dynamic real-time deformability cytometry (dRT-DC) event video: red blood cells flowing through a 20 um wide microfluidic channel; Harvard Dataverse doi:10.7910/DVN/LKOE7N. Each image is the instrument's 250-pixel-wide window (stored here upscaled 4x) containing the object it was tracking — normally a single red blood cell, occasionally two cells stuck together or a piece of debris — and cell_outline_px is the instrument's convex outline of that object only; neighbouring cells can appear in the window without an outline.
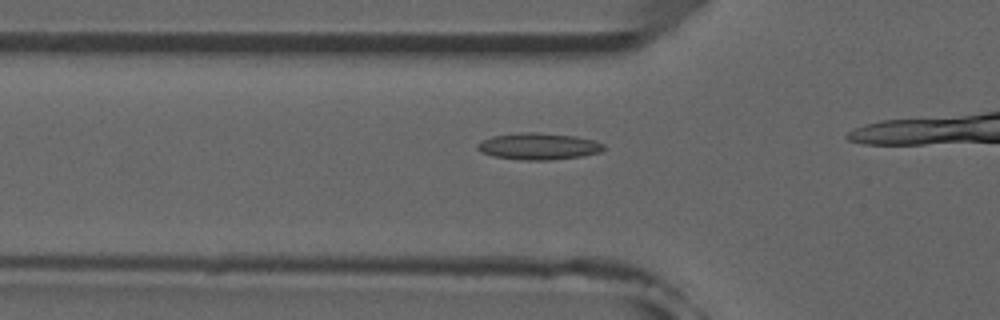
{"species": "common noctule bat (a hibernating species)", "species_latin": "Nyctalus noctula", "temperature_condition": "room temperature", "stored_images_in_passage": 17, "camera_frame_rate_fps": 3000, "um_per_image_px": 0.085, "animal": {"sex": "male", "forearm_length_mm": 52.5}, "frame": {"image": 1, "passage_image": 12, "time_ms": 3.667, "image_size_px": [1000, 320], "cell_outline_px": [[604, 148], [600, 152], [584, 156], [552, 160], [520, 160], [492, 156], [480, 152], [476, 148], [476, 144], [480, 140], [492, 136], [520, 132], [536, 132], [576, 136], [592, 140], [604, 144]], "centroid_in_image_um": [45.73, 12.44], "position_along_channel_um": 80.1, "area_um2": 19.88}}
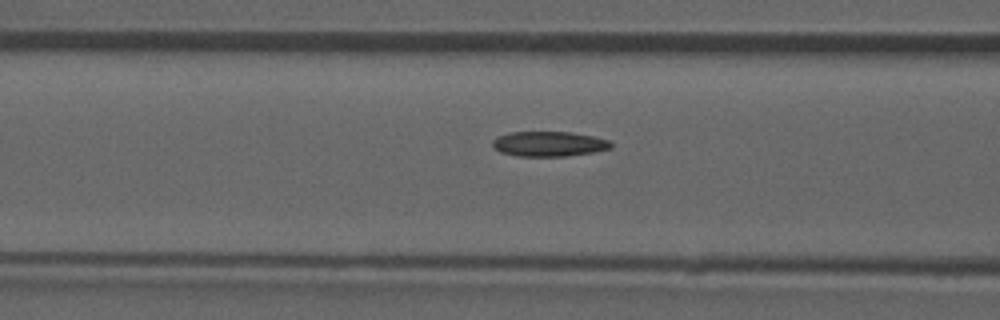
{"frame": {"image": 2, "passage_image": 15, "time_ms": 4.667, "image_size_px": [1000, 320], "cell_outline_px": [[612, 148], [592, 152], [568, 156], [516, 156], [500, 152], [492, 148], [492, 140], [496, 136], [508, 132], [572, 132], [592, 136], [608, 140], [612, 144]], "centroid_in_image_um": [46.6, 12.23], "position_along_channel_um": 120.0, "area_um2": 17.4}}